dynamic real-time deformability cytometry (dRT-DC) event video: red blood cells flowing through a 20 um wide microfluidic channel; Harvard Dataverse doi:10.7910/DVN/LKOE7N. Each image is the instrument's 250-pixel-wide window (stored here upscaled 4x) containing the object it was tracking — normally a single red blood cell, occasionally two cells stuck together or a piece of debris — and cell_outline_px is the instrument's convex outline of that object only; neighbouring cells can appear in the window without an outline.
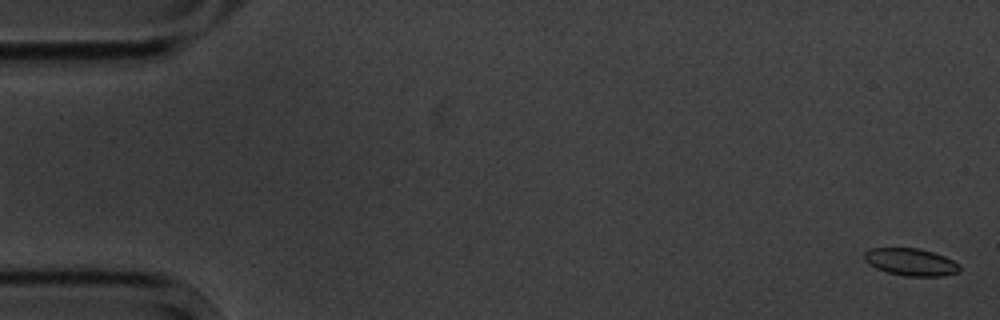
{"species": "common noctule bat (a hibernating species)", "species_latin": "Nyctalus noctula", "temperature_condition": "cold", "stored_images_in_passage": 15, "camera_frame_rate_fps": 3000, "um_per_image_px": 0.085, "animal": {"sex": "male", "body_mass_g": 20.1, "forearm_length_mm": 53.5}, "frame": {"image": 1, "passage_image": 1, "time_ms": 0.0, "image_size_px": [1000, 320], "cell_outline_px": [[960, 272], [944, 276], [904, 276], [888, 272], [876, 268], [868, 264], [864, 260], [864, 252], [868, 248], [920, 248], [944, 256], [960, 264]], "centroid_in_image_um": [77.42, 22.27], "position_along_channel_um": 7.6, "area_um2": 15.32}}
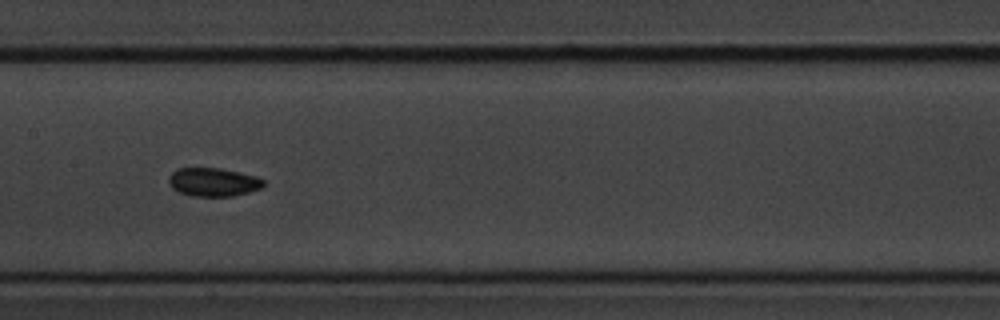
{"frame": {"image": 2, "passage_image": 8, "time_ms": 9.0, "image_size_px": [1000, 320], "cell_outline_px": [[264, 184], [260, 188], [248, 192], [232, 196], [192, 196], [180, 192], [172, 188], [168, 184], [168, 176], [172, 172], [180, 168], [220, 168], [240, 172], [256, 176], [264, 180]], "centroid_in_image_um": [18.1, 15.47], "position_along_channel_um": 189.3, "area_um2": 15.72}}
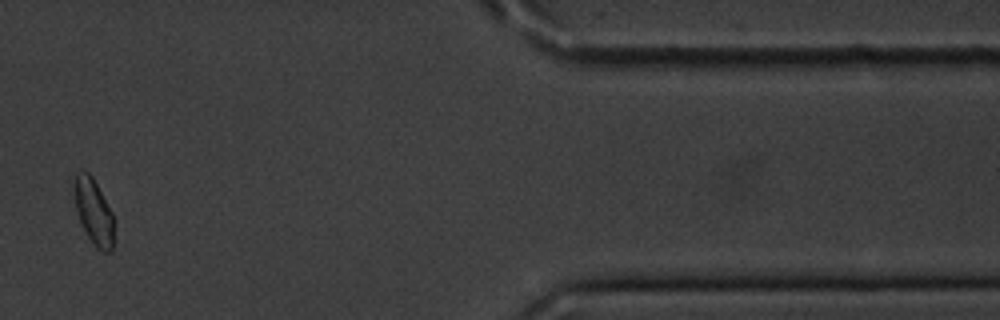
{"frame": {"image": 3, "passage_image": 14, "time_ms": 16.333, "image_size_px": [1000, 320], "cell_outline_px": [[116, 220], [112, 248], [108, 252], [104, 252], [96, 248], [88, 236], [80, 220], [76, 208], [72, 184], [76, 172], [88, 172], [92, 176], [112, 212]], "centroid_in_image_um": [7.98, 17.99], "position_along_channel_um": 403.4, "area_um2": 15.37}, "authors_computed_cell_mechanics": {"area_um2": 15.3748, "velocity_mm_per_s": 3.515, "shape_relaxation_time_tau1_ms": 1.4021, "shape_relaxation_time_tau2_ms": null, "deformation_change_tau1": 0.0331, "deformation_change_tau2": null}}